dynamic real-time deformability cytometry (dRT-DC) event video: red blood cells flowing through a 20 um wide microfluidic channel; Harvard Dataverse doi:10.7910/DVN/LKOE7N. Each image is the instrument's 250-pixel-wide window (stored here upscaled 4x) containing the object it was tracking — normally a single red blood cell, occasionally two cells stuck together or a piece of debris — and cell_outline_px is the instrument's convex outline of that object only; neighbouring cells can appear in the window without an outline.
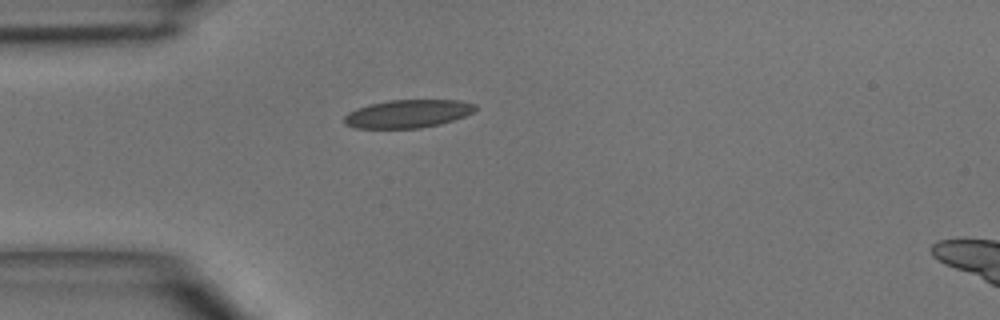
{"species": "common noctule bat (a hibernating species)", "species_latin": "Nyctalus noctula", "temperature_condition": "room temperature", "stored_images_in_passage": 5, "camera_frame_rate_fps": 3000, "um_per_image_px": 0.085, "animal": {"sex": "male", "body_mass_g": 15.6}, "frame": {"image": 1, "passage_image": 5, "time_ms": 5.333, "image_size_px": [1000, 320], "cell_outline_px": [[476, 108], [472, 112], [464, 116], [440, 124], [420, 128], [356, 128], [344, 124], [344, 116], [348, 112], [356, 108], [368, 104], [388, 100], [460, 100], [476, 104]], "centroid_in_image_um": [34.63, 9.66], "position_along_channel_um": 50.4, "area_um2": 21.5}}